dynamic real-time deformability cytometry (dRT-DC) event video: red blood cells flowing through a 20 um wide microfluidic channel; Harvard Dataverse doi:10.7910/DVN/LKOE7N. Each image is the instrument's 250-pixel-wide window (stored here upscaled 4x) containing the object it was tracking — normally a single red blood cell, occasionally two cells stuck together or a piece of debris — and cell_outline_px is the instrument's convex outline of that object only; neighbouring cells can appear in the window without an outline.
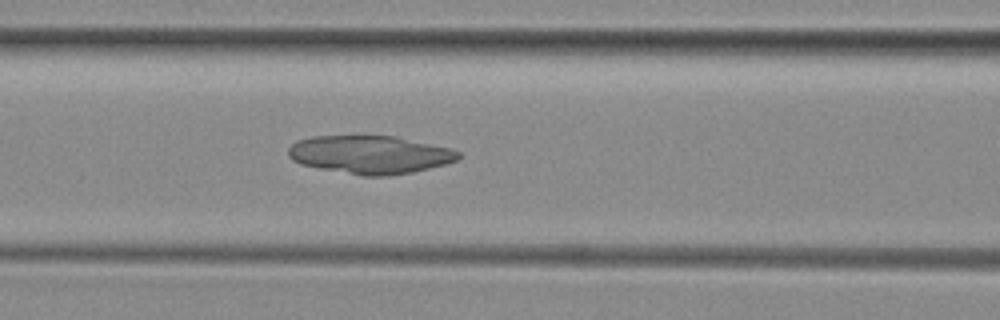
{"species": "common noctule bat (a hibernating species)", "species_latin": "Nyctalus noctula", "temperature_condition": "room temperature", "stored_images_in_passage": 39, "camera_frame_rate_fps": 3000, "um_per_image_px": 0.085, "animal": {"sex": "female", "body_mass_g": 29.2, "forearm_length_mm": 56.3}, "frame": {"image": 1, "passage_image": 9, "time_ms": 2.667, "image_size_px": [1000, 320], "cell_outline_px": [[460, 156], [456, 160], [444, 164], [412, 172], [388, 176], [360, 176], [300, 164], [292, 160], [288, 156], [288, 148], [296, 140], [312, 136], [396, 136], [452, 148], [460, 152]], "centroid_in_image_um": [31.43, 13.14], "position_along_channel_um": 135.2, "area_um2": 37.92}}
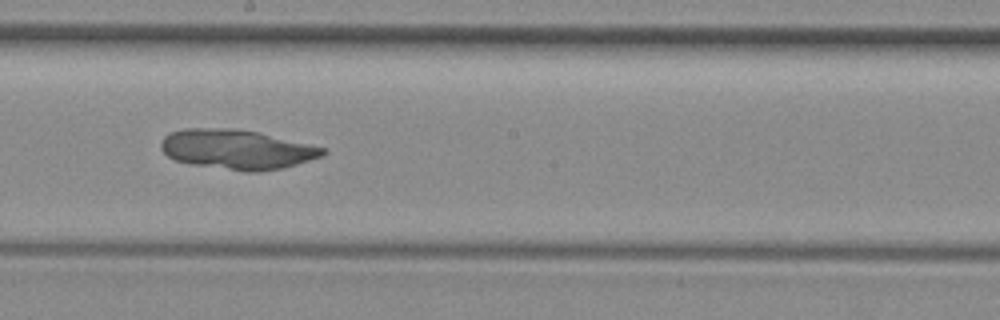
{"frame": {"image": 2, "passage_image": 16, "time_ms": 5.0, "image_size_px": [1000, 320], "cell_outline_px": [[328, 152], [324, 156], [284, 168], [260, 172], [244, 172], [192, 164], [176, 160], [168, 156], [160, 148], [160, 144], [164, 136], [168, 132], [184, 128], [240, 128], [260, 132], [328, 148]], "centroid_in_image_um": [20.18, 12.69], "position_along_channel_um": 228.0, "area_um2": 38.09}}
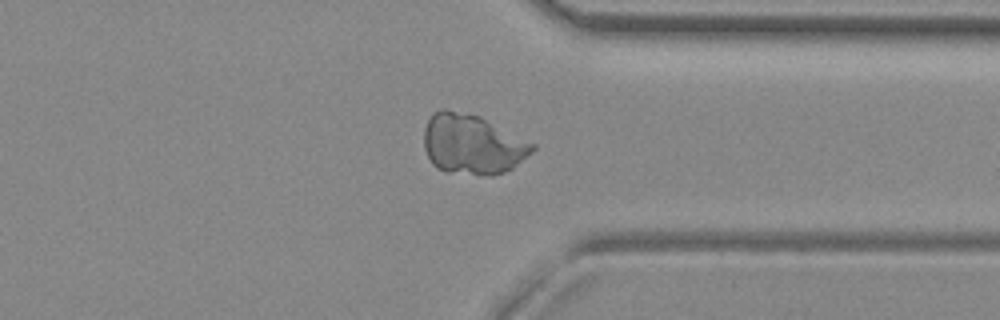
{"frame": {"image": 3, "passage_image": 27, "time_ms": 8.667, "image_size_px": [1000, 320], "cell_outline_px": [[536, 148], [532, 152], [512, 168], [504, 172], [492, 176], [480, 176], [444, 172], [436, 168], [432, 164], [424, 148], [424, 128], [432, 112], [440, 108], [444, 108], [480, 116], [536, 144]], "centroid_in_image_um": [40.13, 12.28], "position_along_channel_um": 371.3, "area_um2": 38.38}}